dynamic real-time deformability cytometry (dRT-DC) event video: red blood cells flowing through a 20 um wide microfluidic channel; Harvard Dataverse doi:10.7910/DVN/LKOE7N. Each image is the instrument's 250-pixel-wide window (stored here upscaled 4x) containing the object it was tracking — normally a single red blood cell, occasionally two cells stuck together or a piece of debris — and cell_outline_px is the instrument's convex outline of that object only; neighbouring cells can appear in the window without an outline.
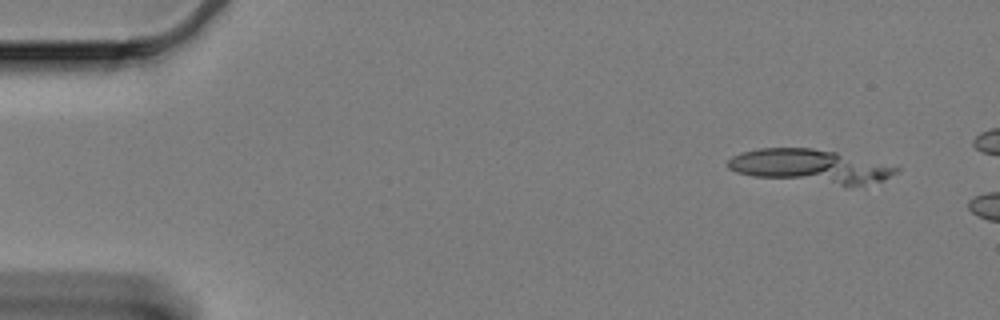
{"species": "Egyptian fruit bat (a non-hibernating species)", "species_latin": "Rousettus aegyptiacus", "temperature_condition": "cold", "stored_images_in_passage": 8, "camera_frame_rate_fps": 3000, "um_per_image_px": 0.085, "animal": {"sex": "female"}, "frame": {"image": 1, "passage_image": 1, "time_ms": 0.0, "image_size_px": [1000, 320], "cell_outline_px": [[900, 168], [896, 172], [884, 180], [864, 188], [844, 188], [752, 176], [736, 172], [728, 168], [728, 160], [732, 156], [740, 152], [760, 148], [812, 148], [836, 152]], "centroid_in_image_um": [68.92, 14.2], "position_along_channel_um": 16.1, "area_um2": 34.1}}